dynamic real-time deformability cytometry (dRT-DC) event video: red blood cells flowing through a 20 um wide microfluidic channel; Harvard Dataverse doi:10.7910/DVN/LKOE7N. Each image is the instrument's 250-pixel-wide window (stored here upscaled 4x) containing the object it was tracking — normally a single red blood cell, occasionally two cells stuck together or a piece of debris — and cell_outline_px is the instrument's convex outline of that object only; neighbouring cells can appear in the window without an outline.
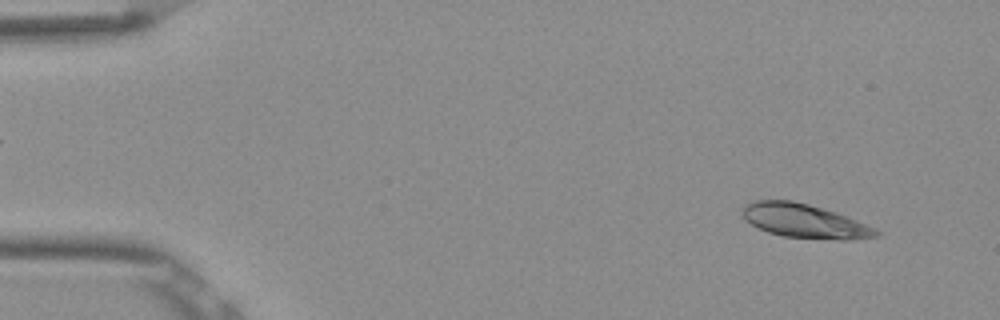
{"species": "Egyptian fruit bat (a non-hibernating species)", "species_latin": "Rousettus aegyptiacus", "temperature_condition": "room temperature", "stored_images_in_passage": 52, "camera_frame_rate_fps": 3000, "um_per_image_px": 0.085, "frame": {"image": 1, "passage_image": 4, "time_ms": 1.0, "image_size_px": [1000, 320], "cell_outline_px": [[880, 236], [848, 240], [840, 240], [784, 236], [768, 232], [752, 224], [744, 216], [740, 208], [744, 204], [752, 200], [792, 200], [808, 204], [856, 220], [876, 228], [880, 232]], "centroid_in_image_um": [68.37, 18.78], "position_along_channel_um": 16.6, "area_um2": 26.13}}
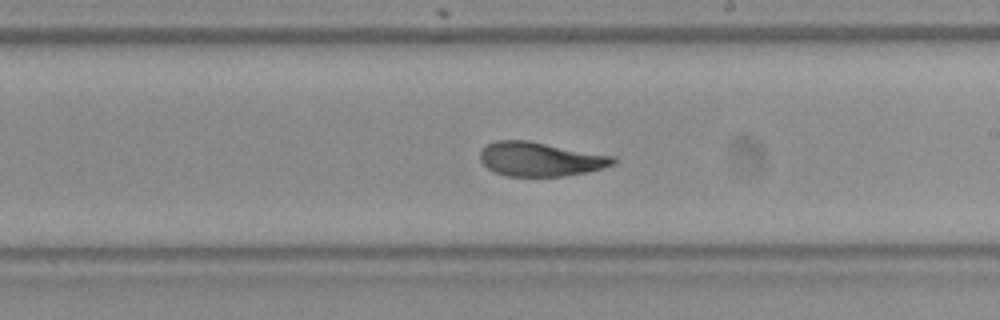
{"frame": {"image": 2, "passage_image": 30, "time_ms": 9.667, "image_size_px": [1000, 320], "cell_outline_px": [[616, 164], [604, 168], [588, 172], [564, 176], [504, 176], [488, 168], [480, 160], [480, 152], [488, 144], [496, 140], [528, 140], [616, 156]], "centroid_in_image_um": [45.98, 13.53], "position_along_channel_um": 243.0, "area_um2": 26.65}}
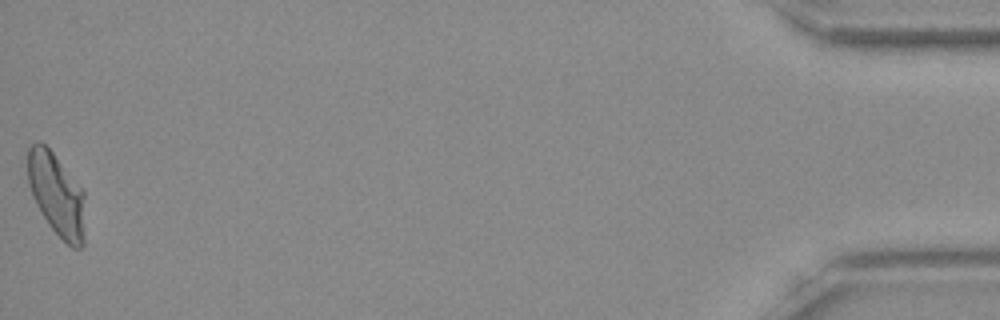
{"frame": {"image": 3, "passage_image": 52, "time_ms": 17.0, "image_size_px": [1000, 320], "cell_outline_px": [[84, 244], [80, 248], [72, 248], [48, 224], [36, 204], [32, 196], [28, 184], [28, 148], [36, 140], [40, 140], [52, 152], [84, 192]], "centroid_in_image_um": [4.8, 16.53], "position_along_channel_um": 430.4, "area_um2": 27.4}, "authors_computed_cell_mechanics": {"area_um2": 26.877, "velocity_mm_per_s": 3.8618, "shape_relaxation_time_tau1_ms": 7.0901, "shape_relaxation_time_tau2_ms": 1.4639, "deformation_change_tau1": 0.2314, "deformation_change_tau2": 0.0686}}